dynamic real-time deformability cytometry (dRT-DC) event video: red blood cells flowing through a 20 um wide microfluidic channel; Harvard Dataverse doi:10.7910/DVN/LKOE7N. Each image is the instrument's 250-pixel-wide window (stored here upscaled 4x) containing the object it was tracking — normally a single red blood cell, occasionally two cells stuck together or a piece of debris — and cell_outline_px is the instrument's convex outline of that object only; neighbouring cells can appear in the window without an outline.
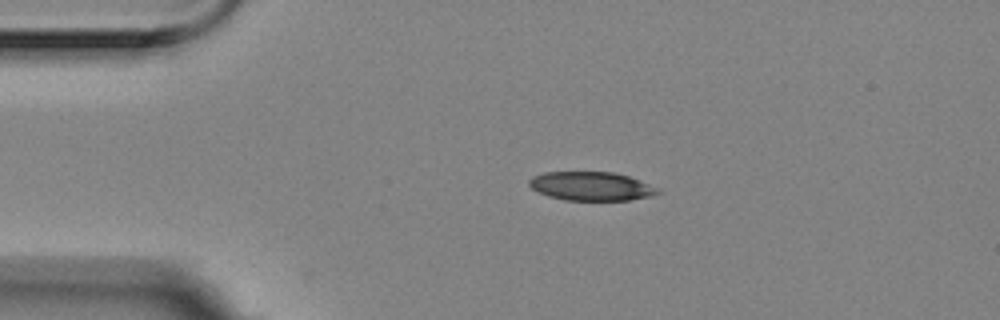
{"species": "Egyptian fruit bat (a non-hibernating species)", "species_latin": "Rousettus aegyptiacus", "temperature_condition": "room temperature", "stored_images_in_passage": 4, "camera_frame_rate_fps": 3000, "um_per_image_px": 0.085, "animal": {"sex": "female"}, "frame": {"image": 1, "passage_image": 3, "time_ms": 0.667, "image_size_px": [1000, 320], "cell_outline_px": [[660, 192], [652, 196], [628, 200], [564, 200], [548, 196], [532, 188], [528, 184], [528, 180], [532, 176], [544, 172], [616, 172], [640, 180], [660, 188]], "centroid_in_image_um": [50.27, 15.82], "position_along_channel_um": 34.7, "area_um2": 21.68}}